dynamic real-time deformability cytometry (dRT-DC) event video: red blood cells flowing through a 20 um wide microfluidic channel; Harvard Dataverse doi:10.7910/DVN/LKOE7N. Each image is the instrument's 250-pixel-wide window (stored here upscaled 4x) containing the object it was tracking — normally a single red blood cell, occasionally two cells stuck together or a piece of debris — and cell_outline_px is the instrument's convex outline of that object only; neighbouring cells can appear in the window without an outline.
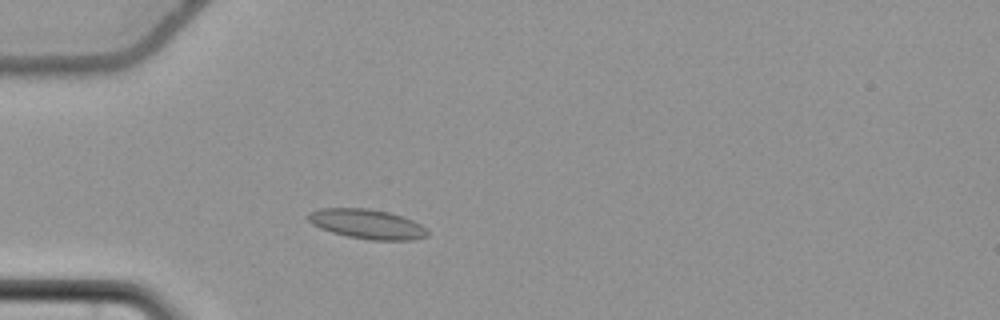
{"species": "common noctule bat (a hibernating species)", "species_latin": "Nyctalus noctula", "temperature_condition": "cold", "stored_images_in_passage": 50, "camera_frame_rate_fps": 3000, "um_per_image_px": 0.085, "animal": {"sex": "female", "body_mass_g": 22.7, "forearm_length_mm": 54.2}, "frame": {"image": 1, "passage_image": 10, "time_ms": 3.0, "image_size_px": [1000, 320], "cell_outline_px": [[428, 236], [412, 240], [368, 240], [348, 236], [332, 232], [320, 228], [312, 224], [308, 220], [308, 212], [320, 208], [368, 208], [388, 212], [404, 216], [420, 224], [428, 232]], "centroid_in_image_um": [31.19, 19.04], "position_along_channel_um": 53.8, "area_um2": 20.63}}
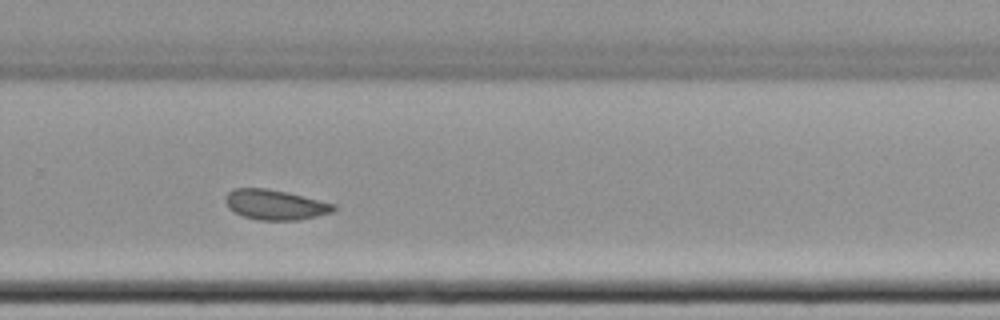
{"frame": {"image": 2, "passage_image": 32, "time_ms": 10.333, "image_size_px": [1000, 320], "cell_outline_px": [[336, 208], [332, 212], [316, 216], [296, 220], [260, 220], [244, 216], [228, 208], [224, 200], [224, 196], [228, 192], [236, 188], [268, 188], [288, 192], [336, 204]], "centroid_in_image_um": [23.38, 17.39], "position_along_channel_um": 306.4, "area_um2": 18.96}}
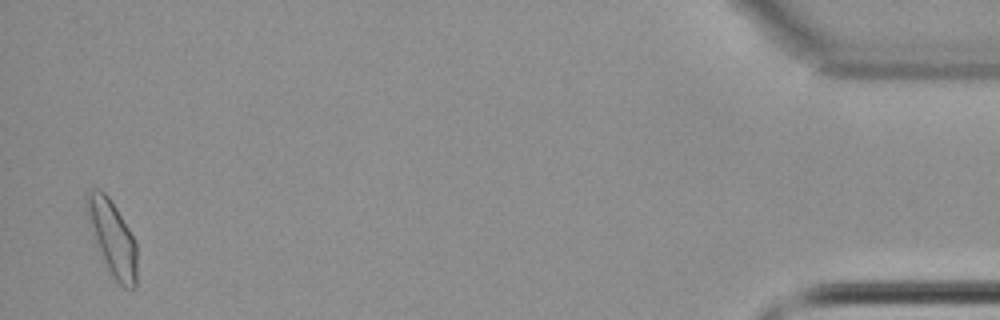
{"frame": {"image": 3, "passage_image": 49, "time_ms": 16.0, "image_size_px": [1000, 320], "cell_outline_px": [[136, 288], [124, 288], [112, 276], [104, 260], [88, 220], [84, 204], [84, 200], [88, 188], [100, 188], [108, 196], [116, 208], [136, 240]], "centroid_in_image_um": [9.54, 20.16], "position_along_channel_um": 425.7, "area_um2": 21.73}, "authors_computed_cell_mechanics": {"area_um2": 19.4786, "velocity_mm_per_s": 3.6265, "shape_relaxation_time_tau1_ms": 8.7251, "shape_relaxation_time_tau2_ms": 2.7562, "deformation_change_tau1": 0.084, "deformation_change_tau2": 0.0675}}